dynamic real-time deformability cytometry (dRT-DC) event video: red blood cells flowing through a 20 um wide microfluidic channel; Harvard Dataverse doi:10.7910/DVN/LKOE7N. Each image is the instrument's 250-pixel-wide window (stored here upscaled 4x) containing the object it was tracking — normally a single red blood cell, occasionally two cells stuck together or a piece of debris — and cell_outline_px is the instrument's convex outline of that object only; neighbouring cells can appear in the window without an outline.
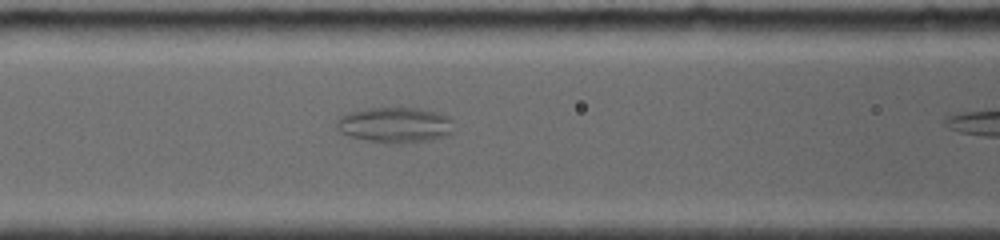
{"species": "common noctule bat (a hibernating species)", "species_latin": "Nyctalus noctula", "temperature_condition": "room temperature", "stored_images_in_passage": 11, "camera_frame_rate_fps": 4000, "um_per_image_px": 0.085, "animal": {"sex": "female", "body_mass_g": 19.0, "forearm_length_mm": 56.7}, "frame": {"image": 1, "passage_image": 10, "time_ms": 5.0, "image_size_px": [1000, 240], "cell_outline_px": [[452, 132], [448, 136], [420, 140], [368, 140], [352, 136], [340, 132], [336, 124], [336, 120], [340, 116], [352, 112], [368, 108], [420, 108], [436, 112], [448, 116], [452, 120]], "centroid_in_image_um": [33.58, 10.56], "position_along_channel_um": 133.0, "area_um2": 23.06}}